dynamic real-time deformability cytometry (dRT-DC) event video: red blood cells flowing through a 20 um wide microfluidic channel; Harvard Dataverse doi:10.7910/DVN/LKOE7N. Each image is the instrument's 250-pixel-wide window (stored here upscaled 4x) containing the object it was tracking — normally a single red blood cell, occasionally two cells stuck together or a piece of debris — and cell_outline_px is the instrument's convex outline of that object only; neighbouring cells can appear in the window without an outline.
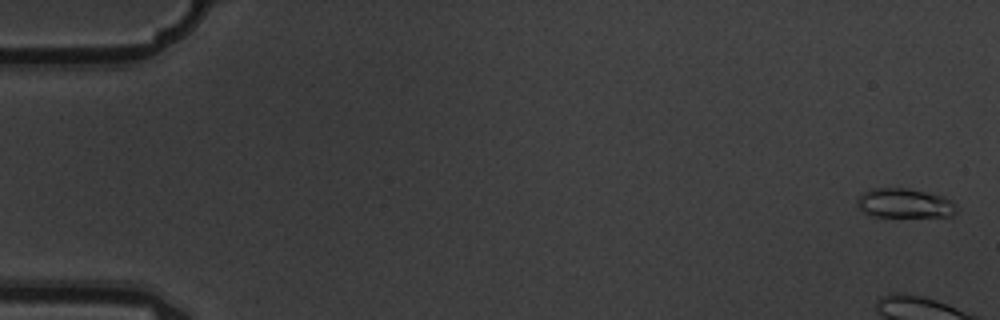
{"species": "common noctule bat (a hibernating species)", "species_latin": "Nyctalus noctula", "temperature_condition": "warm", "stored_images_in_passage": 5, "camera_frame_rate_fps": 3000, "um_per_image_px": 0.085, "animal": {"sex": "male", "body_mass_g": 19.5, "forearm_length_mm": 54.6}, "frame": {"image": 1, "passage_image": 1, "time_ms": 0.0, "image_size_px": [1000, 320], "cell_outline_px": [[956, 212], [952, 216], [872, 216], [864, 212], [856, 204], [856, 200], [864, 192], [872, 188], [904, 188], [944, 196], [952, 200], [956, 204]], "centroid_in_image_um": [76.89, 17.27], "position_along_channel_um": 8.1, "area_um2": 16.88}}